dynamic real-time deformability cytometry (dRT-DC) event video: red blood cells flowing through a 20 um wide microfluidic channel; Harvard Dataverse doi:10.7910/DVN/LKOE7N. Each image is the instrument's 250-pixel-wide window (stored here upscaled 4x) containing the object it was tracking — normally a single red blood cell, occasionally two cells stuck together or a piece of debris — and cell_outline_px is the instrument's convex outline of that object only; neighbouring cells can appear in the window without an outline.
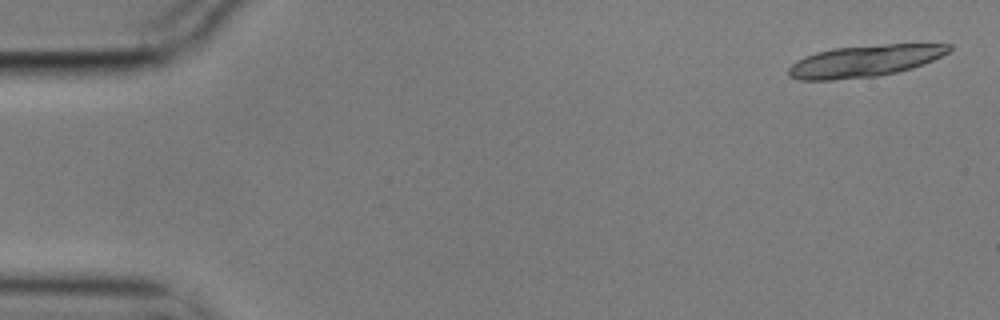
{"species": "common noctule bat (a hibernating species)", "species_latin": "Nyctalus noctula", "temperature_condition": "cold", "stored_images_in_passage": 11, "camera_frame_rate_fps": 3000, "um_per_image_px": 0.085, "animal": {"sex": "male", "body_mass_g": 17.9}, "frame": {"image": 1, "passage_image": 1, "time_ms": 0.0, "image_size_px": [1000, 320], "cell_outline_px": [[952, 48], [948, 52], [924, 64], [912, 68], [896, 72], [876, 76], [832, 80], [800, 80], [788, 76], [788, 68], [792, 64], [804, 56], [816, 52], [832, 48], [884, 44], [952, 44]], "centroid_in_image_um": [73.47, 5.18], "position_along_channel_um": 11.5, "area_um2": 29.59}}
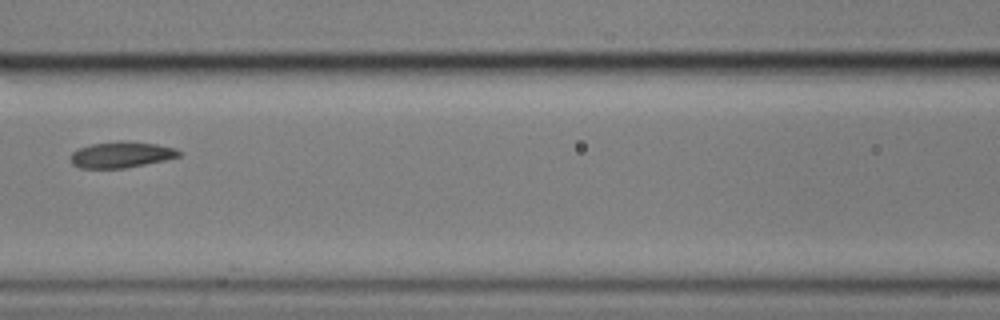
{"frame": {"image": 2, "passage_image": 7, "time_ms": 2.0, "image_size_px": [1000, 320], "cell_outline_px": [[184, 152], [180, 156], [164, 160], [124, 168], [80, 168], [72, 164], [72, 152], [80, 148], [92, 144], [120, 140], [156, 144], [176, 148]], "centroid_in_image_um": [10.35, 13.14], "position_along_channel_um": 156.3, "area_um2": 16.36}}
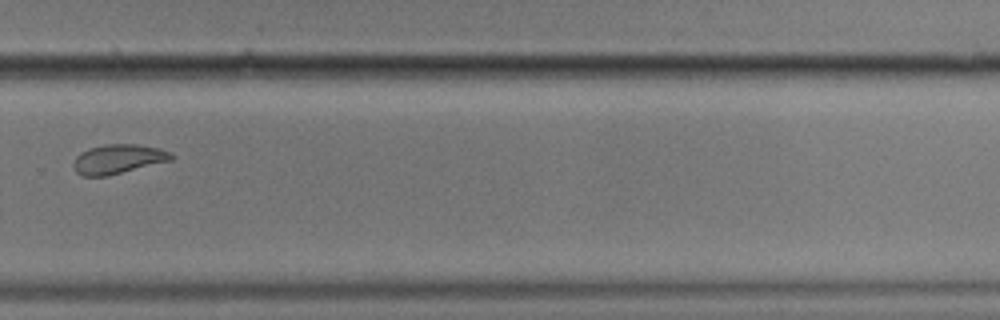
{"frame": {"image": 3, "passage_image": 11, "time_ms": 3.333, "image_size_px": [1000, 320], "cell_outline_px": [[176, 156], [172, 160], [108, 176], [84, 176], [76, 172], [72, 164], [76, 156], [80, 152], [88, 148], [104, 144], [136, 144], [160, 148], [172, 152]], "centroid_in_image_um": [10.06, 13.51], "position_along_channel_um": 319.7, "area_um2": 16.99}}